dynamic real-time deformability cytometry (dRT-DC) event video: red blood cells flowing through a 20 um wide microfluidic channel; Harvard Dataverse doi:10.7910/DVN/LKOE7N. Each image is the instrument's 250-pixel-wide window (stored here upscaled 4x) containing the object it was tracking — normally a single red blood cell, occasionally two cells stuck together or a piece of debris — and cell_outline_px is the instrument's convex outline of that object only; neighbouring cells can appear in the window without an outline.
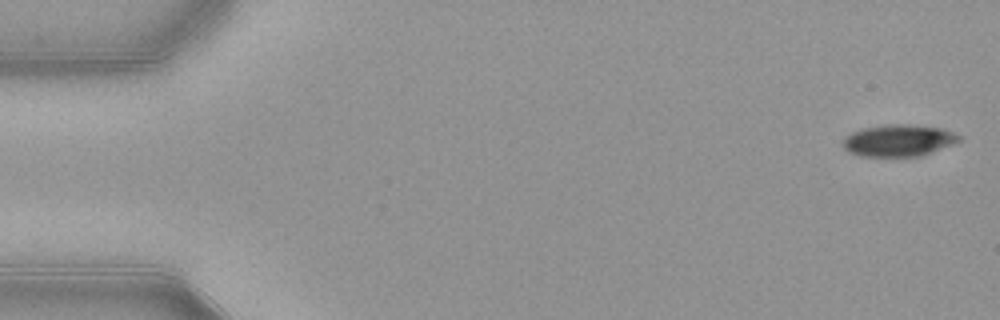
{"species": "common noctule bat (a hibernating species)", "species_latin": "Nyctalus noctula", "temperature_condition": "warm", "stored_images_in_passage": 52, "camera_frame_rate_fps": 3000, "um_per_image_px": 0.085, "animal": {"sex": "female", "body_mass_g": 21.9}, "frame": {"image": 1, "passage_image": 1, "time_ms": 0.0, "image_size_px": [1000, 320], "cell_outline_px": [[960, 140], [952, 144], [932, 152], [920, 156], [860, 156], [844, 148], [844, 136], [852, 132], [864, 128], [884, 124], [908, 124], [944, 128], [960, 136]], "centroid_in_image_um": [76.39, 11.92], "position_along_channel_um": 8.6, "area_um2": 21.39}}
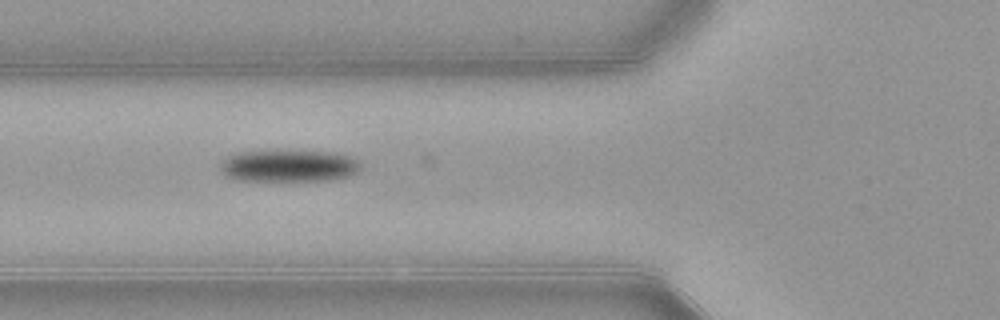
{"frame": {"image": 2, "passage_image": 19, "time_ms": 6.0, "image_size_px": [1000, 320], "cell_outline_px": [[360, 168], [356, 172], [348, 176], [328, 180], [236, 180], [224, 176], [220, 168], [220, 164], [228, 156], [236, 152], [336, 152], [352, 156], [360, 160]], "centroid_in_image_um": [24.56, 14.1], "position_along_channel_um": 101.2, "area_um2": 25.84}}
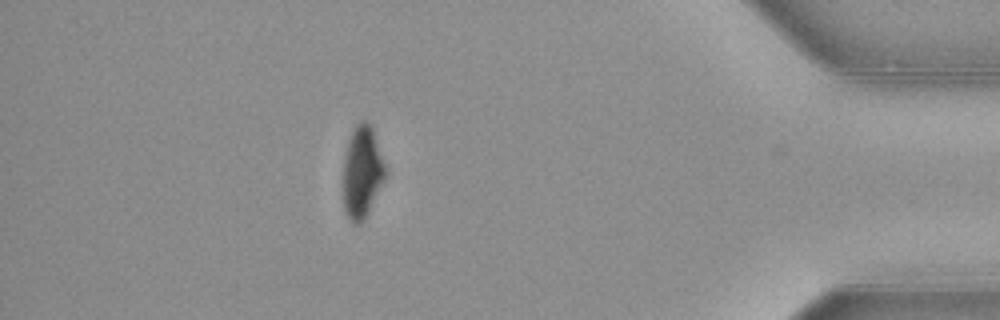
{"frame": {"image": 3, "passage_image": 46, "time_ms": 15.0, "image_size_px": [1000, 320], "cell_outline_px": [[384, 180], [364, 220], [360, 224], [352, 224], [348, 220], [344, 212], [344, 156], [348, 140], [356, 124], [360, 120], [364, 120], [372, 128], [384, 164]], "centroid_in_image_um": [30.74, 14.67], "position_along_channel_um": 404.5, "area_um2": 22.2}, "authors_computed_cell_mechanics": {"area_um2": 25.2297, "velocity_mm_per_s": 3.9154, "shape_relaxation_time_tau1_ms": 4.3658, "shape_relaxation_time_tau2_ms": null, "deformation_change_tau1": 0.1565, "deformation_change_tau2": null}}